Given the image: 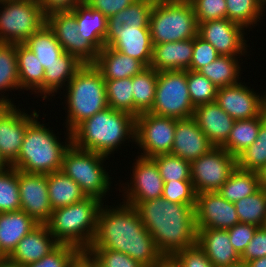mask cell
Instances as JSON below:
<instances>
[{"label":"cell","instance_id":"836d02e7","mask_svg":"<svg viewBox=\"0 0 266 267\" xmlns=\"http://www.w3.org/2000/svg\"><path fill=\"white\" fill-rule=\"evenodd\" d=\"M157 76L156 70L146 67L132 77L134 117L151 110L156 93Z\"/></svg>","mask_w":266,"mask_h":267},{"label":"cell","instance_id":"9a60e30c","mask_svg":"<svg viewBox=\"0 0 266 267\" xmlns=\"http://www.w3.org/2000/svg\"><path fill=\"white\" fill-rule=\"evenodd\" d=\"M20 210L39 224H46L52 214L49 201L47 174L27 173L18 170Z\"/></svg>","mask_w":266,"mask_h":267},{"label":"cell","instance_id":"4dcf8cb0","mask_svg":"<svg viewBox=\"0 0 266 267\" xmlns=\"http://www.w3.org/2000/svg\"><path fill=\"white\" fill-rule=\"evenodd\" d=\"M48 196L52 210L80 202L87 196L63 171L47 174Z\"/></svg>","mask_w":266,"mask_h":267},{"label":"cell","instance_id":"277c9868","mask_svg":"<svg viewBox=\"0 0 266 267\" xmlns=\"http://www.w3.org/2000/svg\"><path fill=\"white\" fill-rule=\"evenodd\" d=\"M104 202L95 197H86L80 202L52 211L46 225L59 244L87 251L97 231L98 213Z\"/></svg>","mask_w":266,"mask_h":267},{"label":"cell","instance_id":"44dd1931","mask_svg":"<svg viewBox=\"0 0 266 267\" xmlns=\"http://www.w3.org/2000/svg\"><path fill=\"white\" fill-rule=\"evenodd\" d=\"M154 2L155 0H136L108 18L104 45L109 46L117 38V33L139 32V27H149Z\"/></svg>","mask_w":266,"mask_h":267},{"label":"cell","instance_id":"4fadbf2b","mask_svg":"<svg viewBox=\"0 0 266 267\" xmlns=\"http://www.w3.org/2000/svg\"><path fill=\"white\" fill-rule=\"evenodd\" d=\"M46 25L53 32L63 51L83 64H94L99 51L79 33L76 16L71 11H57L46 16Z\"/></svg>","mask_w":266,"mask_h":267},{"label":"cell","instance_id":"2e32d148","mask_svg":"<svg viewBox=\"0 0 266 267\" xmlns=\"http://www.w3.org/2000/svg\"><path fill=\"white\" fill-rule=\"evenodd\" d=\"M243 30L246 29L242 25L225 18L199 23L198 35L209 42L219 55L238 56L247 52L248 47Z\"/></svg>","mask_w":266,"mask_h":267},{"label":"cell","instance_id":"5b68a950","mask_svg":"<svg viewBox=\"0 0 266 267\" xmlns=\"http://www.w3.org/2000/svg\"><path fill=\"white\" fill-rule=\"evenodd\" d=\"M38 118L39 115L27 126L20 153L11 166L27 173L49 174L61 170L64 153L72 144V134L68 131V143L64 145Z\"/></svg>","mask_w":266,"mask_h":267},{"label":"cell","instance_id":"bcb514c9","mask_svg":"<svg viewBox=\"0 0 266 267\" xmlns=\"http://www.w3.org/2000/svg\"><path fill=\"white\" fill-rule=\"evenodd\" d=\"M162 197L171 202L196 206V192L191 180L164 182Z\"/></svg>","mask_w":266,"mask_h":267},{"label":"cell","instance_id":"d6986e66","mask_svg":"<svg viewBox=\"0 0 266 267\" xmlns=\"http://www.w3.org/2000/svg\"><path fill=\"white\" fill-rule=\"evenodd\" d=\"M37 116L36 110L29 115L14 105L0 120V155L9 166L20 153L27 126Z\"/></svg>","mask_w":266,"mask_h":267},{"label":"cell","instance_id":"7402d4cb","mask_svg":"<svg viewBox=\"0 0 266 267\" xmlns=\"http://www.w3.org/2000/svg\"><path fill=\"white\" fill-rule=\"evenodd\" d=\"M193 118L215 147L227 141L235 121L215 101L195 107Z\"/></svg>","mask_w":266,"mask_h":267},{"label":"cell","instance_id":"681fc988","mask_svg":"<svg viewBox=\"0 0 266 267\" xmlns=\"http://www.w3.org/2000/svg\"><path fill=\"white\" fill-rule=\"evenodd\" d=\"M194 9L198 24L209 20L225 19L226 0H189Z\"/></svg>","mask_w":266,"mask_h":267},{"label":"cell","instance_id":"816d5d0a","mask_svg":"<svg viewBox=\"0 0 266 267\" xmlns=\"http://www.w3.org/2000/svg\"><path fill=\"white\" fill-rule=\"evenodd\" d=\"M172 258L179 267H215L197 243L177 252Z\"/></svg>","mask_w":266,"mask_h":267},{"label":"cell","instance_id":"cb8c5ba5","mask_svg":"<svg viewBox=\"0 0 266 267\" xmlns=\"http://www.w3.org/2000/svg\"><path fill=\"white\" fill-rule=\"evenodd\" d=\"M58 245L59 243L50 233L48 226L39 224L18 242L9 258L21 266H25L39 261Z\"/></svg>","mask_w":266,"mask_h":267},{"label":"cell","instance_id":"83f0119b","mask_svg":"<svg viewBox=\"0 0 266 267\" xmlns=\"http://www.w3.org/2000/svg\"><path fill=\"white\" fill-rule=\"evenodd\" d=\"M140 61L149 67L153 43L149 27H139V32L117 33V38L108 46Z\"/></svg>","mask_w":266,"mask_h":267},{"label":"cell","instance_id":"94428289","mask_svg":"<svg viewBox=\"0 0 266 267\" xmlns=\"http://www.w3.org/2000/svg\"><path fill=\"white\" fill-rule=\"evenodd\" d=\"M260 188L266 190V164L257 172Z\"/></svg>","mask_w":266,"mask_h":267},{"label":"cell","instance_id":"74e56055","mask_svg":"<svg viewBox=\"0 0 266 267\" xmlns=\"http://www.w3.org/2000/svg\"><path fill=\"white\" fill-rule=\"evenodd\" d=\"M240 223L262 227L266 215V190L260 188L234 203Z\"/></svg>","mask_w":266,"mask_h":267},{"label":"cell","instance_id":"ba28073f","mask_svg":"<svg viewBox=\"0 0 266 267\" xmlns=\"http://www.w3.org/2000/svg\"><path fill=\"white\" fill-rule=\"evenodd\" d=\"M105 158L109 157L79 149L71 144L64 153L61 171L74 180L87 197H95L103 201L102 198L112 183L108 172L103 169Z\"/></svg>","mask_w":266,"mask_h":267},{"label":"cell","instance_id":"03108f58","mask_svg":"<svg viewBox=\"0 0 266 267\" xmlns=\"http://www.w3.org/2000/svg\"><path fill=\"white\" fill-rule=\"evenodd\" d=\"M225 267H248L246 262L243 261H239L238 263L229 265V266H225Z\"/></svg>","mask_w":266,"mask_h":267},{"label":"cell","instance_id":"a7ac6f4b","mask_svg":"<svg viewBox=\"0 0 266 267\" xmlns=\"http://www.w3.org/2000/svg\"><path fill=\"white\" fill-rule=\"evenodd\" d=\"M263 113H264V118H265V122H266V101H265V105H264V111H263Z\"/></svg>","mask_w":266,"mask_h":267},{"label":"cell","instance_id":"9c48e42d","mask_svg":"<svg viewBox=\"0 0 266 267\" xmlns=\"http://www.w3.org/2000/svg\"><path fill=\"white\" fill-rule=\"evenodd\" d=\"M0 43H24L46 24L39 0L2 1Z\"/></svg>","mask_w":266,"mask_h":267},{"label":"cell","instance_id":"f546056e","mask_svg":"<svg viewBox=\"0 0 266 267\" xmlns=\"http://www.w3.org/2000/svg\"><path fill=\"white\" fill-rule=\"evenodd\" d=\"M83 65L75 56L64 52L56 62L46 66L43 78V100L47 99L48 95L54 96L52 93L58 92L57 90L63 85L67 86Z\"/></svg>","mask_w":266,"mask_h":267},{"label":"cell","instance_id":"ee69618b","mask_svg":"<svg viewBox=\"0 0 266 267\" xmlns=\"http://www.w3.org/2000/svg\"><path fill=\"white\" fill-rule=\"evenodd\" d=\"M187 84L194 108L216 100L218 87L199 71L187 70Z\"/></svg>","mask_w":266,"mask_h":267},{"label":"cell","instance_id":"f1b7e54d","mask_svg":"<svg viewBox=\"0 0 266 267\" xmlns=\"http://www.w3.org/2000/svg\"><path fill=\"white\" fill-rule=\"evenodd\" d=\"M71 12L76 16L79 33L100 51L105 46L108 18L85 2L78 4Z\"/></svg>","mask_w":266,"mask_h":267},{"label":"cell","instance_id":"7c38bea8","mask_svg":"<svg viewBox=\"0 0 266 267\" xmlns=\"http://www.w3.org/2000/svg\"><path fill=\"white\" fill-rule=\"evenodd\" d=\"M175 127L176 119L150 112L135 117V143L143 150L140 156L152 158L171 154Z\"/></svg>","mask_w":266,"mask_h":267},{"label":"cell","instance_id":"003e7915","mask_svg":"<svg viewBox=\"0 0 266 267\" xmlns=\"http://www.w3.org/2000/svg\"><path fill=\"white\" fill-rule=\"evenodd\" d=\"M261 3H262V9L264 11V9H266L265 8V6H266V0H261Z\"/></svg>","mask_w":266,"mask_h":267},{"label":"cell","instance_id":"7a4b0ae2","mask_svg":"<svg viewBox=\"0 0 266 267\" xmlns=\"http://www.w3.org/2000/svg\"><path fill=\"white\" fill-rule=\"evenodd\" d=\"M141 221L164 257L196 244L195 207L166 200L163 197L140 202Z\"/></svg>","mask_w":266,"mask_h":267},{"label":"cell","instance_id":"f6af8a7d","mask_svg":"<svg viewBox=\"0 0 266 267\" xmlns=\"http://www.w3.org/2000/svg\"><path fill=\"white\" fill-rule=\"evenodd\" d=\"M156 162L164 182L191 180L190 162L172 154H161L152 157Z\"/></svg>","mask_w":266,"mask_h":267},{"label":"cell","instance_id":"8992f818","mask_svg":"<svg viewBox=\"0 0 266 267\" xmlns=\"http://www.w3.org/2000/svg\"><path fill=\"white\" fill-rule=\"evenodd\" d=\"M67 131L108 107L106 82L93 64H84L66 86Z\"/></svg>","mask_w":266,"mask_h":267},{"label":"cell","instance_id":"60d3db41","mask_svg":"<svg viewBox=\"0 0 266 267\" xmlns=\"http://www.w3.org/2000/svg\"><path fill=\"white\" fill-rule=\"evenodd\" d=\"M108 107L133 115L132 78L105 80Z\"/></svg>","mask_w":266,"mask_h":267},{"label":"cell","instance_id":"7bdbcfd3","mask_svg":"<svg viewBox=\"0 0 266 267\" xmlns=\"http://www.w3.org/2000/svg\"><path fill=\"white\" fill-rule=\"evenodd\" d=\"M266 164V122L258 131L257 139L237 156V167L258 172Z\"/></svg>","mask_w":266,"mask_h":267},{"label":"cell","instance_id":"603a6c76","mask_svg":"<svg viewBox=\"0 0 266 267\" xmlns=\"http://www.w3.org/2000/svg\"><path fill=\"white\" fill-rule=\"evenodd\" d=\"M196 243L215 267H225L240 261V255L230 243L227 230L196 228Z\"/></svg>","mask_w":266,"mask_h":267},{"label":"cell","instance_id":"6125c7cd","mask_svg":"<svg viewBox=\"0 0 266 267\" xmlns=\"http://www.w3.org/2000/svg\"><path fill=\"white\" fill-rule=\"evenodd\" d=\"M0 267H23L19 263L12 261L9 257H0Z\"/></svg>","mask_w":266,"mask_h":267},{"label":"cell","instance_id":"484cf974","mask_svg":"<svg viewBox=\"0 0 266 267\" xmlns=\"http://www.w3.org/2000/svg\"><path fill=\"white\" fill-rule=\"evenodd\" d=\"M38 225L22 210L0 213V257H9L18 242Z\"/></svg>","mask_w":266,"mask_h":267},{"label":"cell","instance_id":"6da1fadb","mask_svg":"<svg viewBox=\"0 0 266 267\" xmlns=\"http://www.w3.org/2000/svg\"><path fill=\"white\" fill-rule=\"evenodd\" d=\"M104 206L99 210L96 235L89 249L120 251L144 267H153L164 258L136 207L127 203Z\"/></svg>","mask_w":266,"mask_h":267},{"label":"cell","instance_id":"91938a15","mask_svg":"<svg viewBox=\"0 0 266 267\" xmlns=\"http://www.w3.org/2000/svg\"><path fill=\"white\" fill-rule=\"evenodd\" d=\"M153 267H179L172 257H164L160 262Z\"/></svg>","mask_w":266,"mask_h":267},{"label":"cell","instance_id":"ffe728a7","mask_svg":"<svg viewBox=\"0 0 266 267\" xmlns=\"http://www.w3.org/2000/svg\"><path fill=\"white\" fill-rule=\"evenodd\" d=\"M215 147L193 117L176 120L171 154L190 163Z\"/></svg>","mask_w":266,"mask_h":267},{"label":"cell","instance_id":"5bb4252c","mask_svg":"<svg viewBox=\"0 0 266 267\" xmlns=\"http://www.w3.org/2000/svg\"><path fill=\"white\" fill-rule=\"evenodd\" d=\"M133 164V180H130L128 187H123L125 188L123 195L126 194L124 196L126 199L122 203L136 207L140 202L162 197L164 181L156 162L152 158L139 155Z\"/></svg>","mask_w":266,"mask_h":267},{"label":"cell","instance_id":"52a82bcc","mask_svg":"<svg viewBox=\"0 0 266 267\" xmlns=\"http://www.w3.org/2000/svg\"><path fill=\"white\" fill-rule=\"evenodd\" d=\"M198 29L189 0H155L149 21L153 45L194 38Z\"/></svg>","mask_w":266,"mask_h":267},{"label":"cell","instance_id":"ac0fdd59","mask_svg":"<svg viewBox=\"0 0 266 267\" xmlns=\"http://www.w3.org/2000/svg\"><path fill=\"white\" fill-rule=\"evenodd\" d=\"M240 223L234 203L224 199L218 192L196 194V228L228 230Z\"/></svg>","mask_w":266,"mask_h":267},{"label":"cell","instance_id":"1f68e13d","mask_svg":"<svg viewBox=\"0 0 266 267\" xmlns=\"http://www.w3.org/2000/svg\"><path fill=\"white\" fill-rule=\"evenodd\" d=\"M20 90L43 94L44 68L34 52L24 43H16ZM38 90V91H37Z\"/></svg>","mask_w":266,"mask_h":267},{"label":"cell","instance_id":"680465c9","mask_svg":"<svg viewBox=\"0 0 266 267\" xmlns=\"http://www.w3.org/2000/svg\"><path fill=\"white\" fill-rule=\"evenodd\" d=\"M0 120L14 106L12 101L0 93Z\"/></svg>","mask_w":266,"mask_h":267},{"label":"cell","instance_id":"f35d334b","mask_svg":"<svg viewBox=\"0 0 266 267\" xmlns=\"http://www.w3.org/2000/svg\"><path fill=\"white\" fill-rule=\"evenodd\" d=\"M14 88L20 89L16 44L0 43V91Z\"/></svg>","mask_w":266,"mask_h":267},{"label":"cell","instance_id":"11a10c76","mask_svg":"<svg viewBox=\"0 0 266 267\" xmlns=\"http://www.w3.org/2000/svg\"><path fill=\"white\" fill-rule=\"evenodd\" d=\"M136 0H86L92 9L100 11L107 18L115 15L119 11L127 8L133 4Z\"/></svg>","mask_w":266,"mask_h":267},{"label":"cell","instance_id":"b9f144b4","mask_svg":"<svg viewBox=\"0 0 266 267\" xmlns=\"http://www.w3.org/2000/svg\"><path fill=\"white\" fill-rule=\"evenodd\" d=\"M20 208L18 170L9 166L0 172V213L18 211Z\"/></svg>","mask_w":266,"mask_h":267},{"label":"cell","instance_id":"3957f363","mask_svg":"<svg viewBox=\"0 0 266 267\" xmlns=\"http://www.w3.org/2000/svg\"><path fill=\"white\" fill-rule=\"evenodd\" d=\"M71 134L75 147L108 157L122 142L130 138L135 142V117L107 107L84 120Z\"/></svg>","mask_w":266,"mask_h":267},{"label":"cell","instance_id":"8d00e7d4","mask_svg":"<svg viewBox=\"0 0 266 267\" xmlns=\"http://www.w3.org/2000/svg\"><path fill=\"white\" fill-rule=\"evenodd\" d=\"M24 44L34 52L44 69L56 62L64 53L62 46L46 24L32 34Z\"/></svg>","mask_w":266,"mask_h":267},{"label":"cell","instance_id":"d6a6232c","mask_svg":"<svg viewBox=\"0 0 266 267\" xmlns=\"http://www.w3.org/2000/svg\"><path fill=\"white\" fill-rule=\"evenodd\" d=\"M264 122V113L252 119L235 120L227 141L221 147L237 157L254 143Z\"/></svg>","mask_w":266,"mask_h":267},{"label":"cell","instance_id":"7dc6e473","mask_svg":"<svg viewBox=\"0 0 266 267\" xmlns=\"http://www.w3.org/2000/svg\"><path fill=\"white\" fill-rule=\"evenodd\" d=\"M87 252L99 267H144L129 255L109 249H88Z\"/></svg>","mask_w":266,"mask_h":267},{"label":"cell","instance_id":"be15d7a7","mask_svg":"<svg viewBox=\"0 0 266 267\" xmlns=\"http://www.w3.org/2000/svg\"><path fill=\"white\" fill-rule=\"evenodd\" d=\"M248 267H266V256L247 262Z\"/></svg>","mask_w":266,"mask_h":267},{"label":"cell","instance_id":"e575fe53","mask_svg":"<svg viewBox=\"0 0 266 267\" xmlns=\"http://www.w3.org/2000/svg\"><path fill=\"white\" fill-rule=\"evenodd\" d=\"M260 189L258 174L236 167L227 181L217 191L224 199L235 203Z\"/></svg>","mask_w":266,"mask_h":267},{"label":"cell","instance_id":"d4e9b609","mask_svg":"<svg viewBox=\"0 0 266 267\" xmlns=\"http://www.w3.org/2000/svg\"><path fill=\"white\" fill-rule=\"evenodd\" d=\"M193 54V38L153 45L151 68L159 71L190 68Z\"/></svg>","mask_w":266,"mask_h":267},{"label":"cell","instance_id":"c3c4849f","mask_svg":"<svg viewBox=\"0 0 266 267\" xmlns=\"http://www.w3.org/2000/svg\"><path fill=\"white\" fill-rule=\"evenodd\" d=\"M79 252L74 246L59 244L53 251L39 261L23 267H69V264Z\"/></svg>","mask_w":266,"mask_h":267},{"label":"cell","instance_id":"f907efd6","mask_svg":"<svg viewBox=\"0 0 266 267\" xmlns=\"http://www.w3.org/2000/svg\"><path fill=\"white\" fill-rule=\"evenodd\" d=\"M219 56L216 49L199 35L193 38V54L190 71H199L202 67L214 61Z\"/></svg>","mask_w":266,"mask_h":267},{"label":"cell","instance_id":"9f6ffc18","mask_svg":"<svg viewBox=\"0 0 266 267\" xmlns=\"http://www.w3.org/2000/svg\"><path fill=\"white\" fill-rule=\"evenodd\" d=\"M86 0H39L43 13L47 16L57 11H72L78 4Z\"/></svg>","mask_w":266,"mask_h":267},{"label":"cell","instance_id":"ab89813d","mask_svg":"<svg viewBox=\"0 0 266 267\" xmlns=\"http://www.w3.org/2000/svg\"><path fill=\"white\" fill-rule=\"evenodd\" d=\"M226 18L248 28L263 17L261 0H226Z\"/></svg>","mask_w":266,"mask_h":267},{"label":"cell","instance_id":"30bf717a","mask_svg":"<svg viewBox=\"0 0 266 267\" xmlns=\"http://www.w3.org/2000/svg\"><path fill=\"white\" fill-rule=\"evenodd\" d=\"M194 109L189 96L187 71H159L155 98L149 112L179 120L193 117Z\"/></svg>","mask_w":266,"mask_h":267},{"label":"cell","instance_id":"6f0895ef","mask_svg":"<svg viewBox=\"0 0 266 267\" xmlns=\"http://www.w3.org/2000/svg\"><path fill=\"white\" fill-rule=\"evenodd\" d=\"M70 267H99L87 251H80L71 261Z\"/></svg>","mask_w":266,"mask_h":267},{"label":"cell","instance_id":"d590c367","mask_svg":"<svg viewBox=\"0 0 266 267\" xmlns=\"http://www.w3.org/2000/svg\"><path fill=\"white\" fill-rule=\"evenodd\" d=\"M240 71L237 56L223 55H219L214 61L199 70L218 88L239 83Z\"/></svg>","mask_w":266,"mask_h":267},{"label":"cell","instance_id":"e7e4bbea","mask_svg":"<svg viewBox=\"0 0 266 267\" xmlns=\"http://www.w3.org/2000/svg\"><path fill=\"white\" fill-rule=\"evenodd\" d=\"M6 167H9V165L4 161V159L0 155V172L4 171Z\"/></svg>","mask_w":266,"mask_h":267},{"label":"cell","instance_id":"4316f807","mask_svg":"<svg viewBox=\"0 0 266 267\" xmlns=\"http://www.w3.org/2000/svg\"><path fill=\"white\" fill-rule=\"evenodd\" d=\"M105 80L132 78L146 67L138 60L111 47L104 46L93 64Z\"/></svg>","mask_w":266,"mask_h":267},{"label":"cell","instance_id":"8fae6325","mask_svg":"<svg viewBox=\"0 0 266 267\" xmlns=\"http://www.w3.org/2000/svg\"><path fill=\"white\" fill-rule=\"evenodd\" d=\"M191 181L196 194L217 192L237 167V157L222 147H213L190 163Z\"/></svg>","mask_w":266,"mask_h":267},{"label":"cell","instance_id":"f5cc1de1","mask_svg":"<svg viewBox=\"0 0 266 267\" xmlns=\"http://www.w3.org/2000/svg\"><path fill=\"white\" fill-rule=\"evenodd\" d=\"M258 228L253 224L238 223L227 230L230 243L240 256L245 251Z\"/></svg>","mask_w":266,"mask_h":267},{"label":"cell","instance_id":"db71d44e","mask_svg":"<svg viewBox=\"0 0 266 267\" xmlns=\"http://www.w3.org/2000/svg\"><path fill=\"white\" fill-rule=\"evenodd\" d=\"M266 256V230L259 227L252 240L248 243L245 251L240 256V261L249 262L256 258Z\"/></svg>","mask_w":266,"mask_h":267},{"label":"cell","instance_id":"89a4df30","mask_svg":"<svg viewBox=\"0 0 266 267\" xmlns=\"http://www.w3.org/2000/svg\"><path fill=\"white\" fill-rule=\"evenodd\" d=\"M262 228H264L266 230V215H265V218H264V221H263Z\"/></svg>","mask_w":266,"mask_h":267},{"label":"cell","instance_id":"e0dca14e","mask_svg":"<svg viewBox=\"0 0 266 267\" xmlns=\"http://www.w3.org/2000/svg\"><path fill=\"white\" fill-rule=\"evenodd\" d=\"M241 82L218 88L215 102L234 120L259 117L264 111L265 95H257Z\"/></svg>","mask_w":266,"mask_h":267}]
</instances>
